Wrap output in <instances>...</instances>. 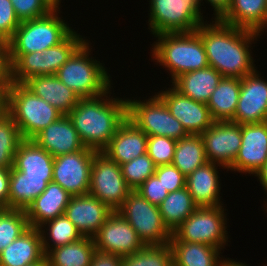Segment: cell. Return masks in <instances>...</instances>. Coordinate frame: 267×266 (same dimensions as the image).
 <instances>
[{
  "label": "cell",
  "mask_w": 267,
  "mask_h": 266,
  "mask_svg": "<svg viewBox=\"0 0 267 266\" xmlns=\"http://www.w3.org/2000/svg\"><path fill=\"white\" fill-rule=\"evenodd\" d=\"M195 31L203 41L209 66L223 77L243 78L256 69L252 57V43L260 33L211 19ZM252 42V43H251Z\"/></svg>",
  "instance_id": "6da1fadb"
},
{
  "label": "cell",
  "mask_w": 267,
  "mask_h": 266,
  "mask_svg": "<svg viewBox=\"0 0 267 266\" xmlns=\"http://www.w3.org/2000/svg\"><path fill=\"white\" fill-rule=\"evenodd\" d=\"M110 91L111 88L100 96L80 98L67 114L85 147L98 152L108 145L127 118V99L113 98Z\"/></svg>",
  "instance_id": "7a4b0ae2"
},
{
  "label": "cell",
  "mask_w": 267,
  "mask_h": 266,
  "mask_svg": "<svg viewBox=\"0 0 267 266\" xmlns=\"http://www.w3.org/2000/svg\"><path fill=\"white\" fill-rule=\"evenodd\" d=\"M151 57L170 72L171 83L180 75L209 66L205 47L196 31L155 35Z\"/></svg>",
  "instance_id": "3957f363"
},
{
  "label": "cell",
  "mask_w": 267,
  "mask_h": 266,
  "mask_svg": "<svg viewBox=\"0 0 267 266\" xmlns=\"http://www.w3.org/2000/svg\"><path fill=\"white\" fill-rule=\"evenodd\" d=\"M89 43L86 40L55 74L79 98L100 96L113 88L110 79L112 77L104 63L89 57L92 51Z\"/></svg>",
  "instance_id": "277c9868"
},
{
  "label": "cell",
  "mask_w": 267,
  "mask_h": 266,
  "mask_svg": "<svg viewBox=\"0 0 267 266\" xmlns=\"http://www.w3.org/2000/svg\"><path fill=\"white\" fill-rule=\"evenodd\" d=\"M86 40L73 30L58 45L49 47L43 52L8 54L10 82L24 83L33 76L55 75Z\"/></svg>",
  "instance_id": "5b68a950"
},
{
  "label": "cell",
  "mask_w": 267,
  "mask_h": 266,
  "mask_svg": "<svg viewBox=\"0 0 267 266\" xmlns=\"http://www.w3.org/2000/svg\"><path fill=\"white\" fill-rule=\"evenodd\" d=\"M7 112L18 126L23 139H33L63 115L23 83L15 82L9 85Z\"/></svg>",
  "instance_id": "8992f818"
},
{
  "label": "cell",
  "mask_w": 267,
  "mask_h": 266,
  "mask_svg": "<svg viewBox=\"0 0 267 266\" xmlns=\"http://www.w3.org/2000/svg\"><path fill=\"white\" fill-rule=\"evenodd\" d=\"M60 8L57 6L41 18L21 22L6 43L8 54L43 52L62 42L74 29L58 16Z\"/></svg>",
  "instance_id": "52a82bcc"
},
{
  "label": "cell",
  "mask_w": 267,
  "mask_h": 266,
  "mask_svg": "<svg viewBox=\"0 0 267 266\" xmlns=\"http://www.w3.org/2000/svg\"><path fill=\"white\" fill-rule=\"evenodd\" d=\"M223 206L197 207L173 232L170 241L196 242L224 250L228 245L227 215Z\"/></svg>",
  "instance_id": "ba28073f"
},
{
  "label": "cell",
  "mask_w": 267,
  "mask_h": 266,
  "mask_svg": "<svg viewBox=\"0 0 267 266\" xmlns=\"http://www.w3.org/2000/svg\"><path fill=\"white\" fill-rule=\"evenodd\" d=\"M148 29L161 33L193 32L204 21L201 0H149Z\"/></svg>",
  "instance_id": "9c48e42d"
},
{
  "label": "cell",
  "mask_w": 267,
  "mask_h": 266,
  "mask_svg": "<svg viewBox=\"0 0 267 266\" xmlns=\"http://www.w3.org/2000/svg\"><path fill=\"white\" fill-rule=\"evenodd\" d=\"M127 118L147 136H165L178 141L189 135L157 94L142 101L127 98Z\"/></svg>",
  "instance_id": "30bf717a"
},
{
  "label": "cell",
  "mask_w": 267,
  "mask_h": 266,
  "mask_svg": "<svg viewBox=\"0 0 267 266\" xmlns=\"http://www.w3.org/2000/svg\"><path fill=\"white\" fill-rule=\"evenodd\" d=\"M116 211L134 228L145 245L169 243L172 232L164 224L158 206L137 191H131Z\"/></svg>",
  "instance_id": "8fae6325"
},
{
  "label": "cell",
  "mask_w": 267,
  "mask_h": 266,
  "mask_svg": "<svg viewBox=\"0 0 267 266\" xmlns=\"http://www.w3.org/2000/svg\"><path fill=\"white\" fill-rule=\"evenodd\" d=\"M131 191L120 165L97 152L91 166L89 194L116 211Z\"/></svg>",
  "instance_id": "7c38bea8"
},
{
  "label": "cell",
  "mask_w": 267,
  "mask_h": 266,
  "mask_svg": "<svg viewBox=\"0 0 267 266\" xmlns=\"http://www.w3.org/2000/svg\"><path fill=\"white\" fill-rule=\"evenodd\" d=\"M97 152L85 147L75 153L54 157L52 181L72 196L88 194L92 161Z\"/></svg>",
  "instance_id": "4fadbf2b"
},
{
  "label": "cell",
  "mask_w": 267,
  "mask_h": 266,
  "mask_svg": "<svg viewBox=\"0 0 267 266\" xmlns=\"http://www.w3.org/2000/svg\"><path fill=\"white\" fill-rule=\"evenodd\" d=\"M92 238L96 250L120 256L133 254L145 246L134 228L117 211L109 215Z\"/></svg>",
  "instance_id": "5bb4252c"
},
{
  "label": "cell",
  "mask_w": 267,
  "mask_h": 266,
  "mask_svg": "<svg viewBox=\"0 0 267 266\" xmlns=\"http://www.w3.org/2000/svg\"><path fill=\"white\" fill-rule=\"evenodd\" d=\"M208 162L229 168L241 147V124L232 121H215L200 134Z\"/></svg>",
  "instance_id": "9a60e30c"
},
{
  "label": "cell",
  "mask_w": 267,
  "mask_h": 266,
  "mask_svg": "<svg viewBox=\"0 0 267 266\" xmlns=\"http://www.w3.org/2000/svg\"><path fill=\"white\" fill-rule=\"evenodd\" d=\"M157 95L188 134L200 135L215 122L205 103L182 95L172 85L171 88L159 91Z\"/></svg>",
  "instance_id": "2e32d148"
},
{
  "label": "cell",
  "mask_w": 267,
  "mask_h": 266,
  "mask_svg": "<svg viewBox=\"0 0 267 266\" xmlns=\"http://www.w3.org/2000/svg\"><path fill=\"white\" fill-rule=\"evenodd\" d=\"M241 147L227 169L255 175L267 161V121L241 125Z\"/></svg>",
  "instance_id": "e0dca14e"
},
{
  "label": "cell",
  "mask_w": 267,
  "mask_h": 266,
  "mask_svg": "<svg viewBox=\"0 0 267 266\" xmlns=\"http://www.w3.org/2000/svg\"><path fill=\"white\" fill-rule=\"evenodd\" d=\"M256 69L241 78V89L234 118L237 124L261 123L267 121V81Z\"/></svg>",
  "instance_id": "ac0fdd59"
},
{
  "label": "cell",
  "mask_w": 267,
  "mask_h": 266,
  "mask_svg": "<svg viewBox=\"0 0 267 266\" xmlns=\"http://www.w3.org/2000/svg\"><path fill=\"white\" fill-rule=\"evenodd\" d=\"M113 210L91 194L71 196L65 216L83 237H93Z\"/></svg>",
  "instance_id": "d6986e66"
},
{
  "label": "cell",
  "mask_w": 267,
  "mask_h": 266,
  "mask_svg": "<svg viewBox=\"0 0 267 266\" xmlns=\"http://www.w3.org/2000/svg\"><path fill=\"white\" fill-rule=\"evenodd\" d=\"M33 140L53 157L78 152L85 148L67 115H62L40 131Z\"/></svg>",
  "instance_id": "ffe728a7"
},
{
  "label": "cell",
  "mask_w": 267,
  "mask_h": 266,
  "mask_svg": "<svg viewBox=\"0 0 267 266\" xmlns=\"http://www.w3.org/2000/svg\"><path fill=\"white\" fill-rule=\"evenodd\" d=\"M147 138L145 132L126 118L101 152L121 165L147 153Z\"/></svg>",
  "instance_id": "44dd1931"
},
{
  "label": "cell",
  "mask_w": 267,
  "mask_h": 266,
  "mask_svg": "<svg viewBox=\"0 0 267 266\" xmlns=\"http://www.w3.org/2000/svg\"><path fill=\"white\" fill-rule=\"evenodd\" d=\"M227 169L217 163L207 162L186 176V188L198 207L224 206L221 203V184L217 167Z\"/></svg>",
  "instance_id": "7402d4cb"
},
{
  "label": "cell",
  "mask_w": 267,
  "mask_h": 266,
  "mask_svg": "<svg viewBox=\"0 0 267 266\" xmlns=\"http://www.w3.org/2000/svg\"><path fill=\"white\" fill-rule=\"evenodd\" d=\"M71 196L59 184L49 182L46 189L25 210L29 226L38 229L63 215Z\"/></svg>",
  "instance_id": "603a6c76"
},
{
  "label": "cell",
  "mask_w": 267,
  "mask_h": 266,
  "mask_svg": "<svg viewBox=\"0 0 267 266\" xmlns=\"http://www.w3.org/2000/svg\"><path fill=\"white\" fill-rule=\"evenodd\" d=\"M54 157L33 139H24L15 153L13 167L34 180H52Z\"/></svg>",
  "instance_id": "cb8c5ba5"
},
{
  "label": "cell",
  "mask_w": 267,
  "mask_h": 266,
  "mask_svg": "<svg viewBox=\"0 0 267 266\" xmlns=\"http://www.w3.org/2000/svg\"><path fill=\"white\" fill-rule=\"evenodd\" d=\"M35 95L67 115L78 103L79 96L56 75H38L23 83Z\"/></svg>",
  "instance_id": "d4e9b609"
},
{
  "label": "cell",
  "mask_w": 267,
  "mask_h": 266,
  "mask_svg": "<svg viewBox=\"0 0 267 266\" xmlns=\"http://www.w3.org/2000/svg\"><path fill=\"white\" fill-rule=\"evenodd\" d=\"M44 256L39 229L29 227L0 252V266H27Z\"/></svg>",
  "instance_id": "484cf974"
},
{
  "label": "cell",
  "mask_w": 267,
  "mask_h": 266,
  "mask_svg": "<svg viewBox=\"0 0 267 266\" xmlns=\"http://www.w3.org/2000/svg\"><path fill=\"white\" fill-rule=\"evenodd\" d=\"M266 15L267 0H232L230 7L219 20L263 35L266 29Z\"/></svg>",
  "instance_id": "4316f807"
},
{
  "label": "cell",
  "mask_w": 267,
  "mask_h": 266,
  "mask_svg": "<svg viewBox=\"0 0 267 266\" xmlns=\"http://www.w3.org/2000/svg\"><path fill=\"white\" fill-rule=\"evenodd\" d=\"M222 78L223 76L216 69L207 66L180 75L171 85L182 95L207 104Z\"/></svg>",
  "instance_id": "83f0119b"
},
{
  "label": "cell",
  "mask_w": 267,
  "mask_h": 266,
  "mask_svg": "<svg viewBox=\"0 0 267 266\" xmlns=\"http://www.w3.org/2000/svg\"><path fill=\"white\" fill-rule=\"evenodd\" d=\"M169 245L173 266H221L225 258L220 257L221 249L203 243L169 241Z\"/></svg>",
  "instance_id": "f1b7e54d"
},
{
  "label": "cell",
  "mask_w": 267,
  "mask_h": 266,
  "mask_svg": "<svg viewBox=\"0 0 267 266\" xmlns=\"http://www.w3.org/2000/svg\"><path fill=\"white\" fill-rule=\"evenodd\" d=\"M241 79L223 77L212 92L207 107L214 121H231L239 100Z\"/></svg>",
  "instance_id": "f546056e"
},
{
  "label": "cell",
  "mask_w": 267,
  "mask_h": 266,
  "mask_svg": "<svg viewBox=\"0 0 267 266\" xmlns=\"http://www.w3.org/2000/svg\"><path fill=\"white\" fill-rule=\"evenodd\" d=\"M52 180L25 178V174L10 168L8 209L26 210Z\"/></svg>",
  "instance_id": "4dcf8cb0"
},
{
  "label": "cell",
  "mask_w": 267,
  "mask_h": 266,
  "mask_svg": "<svg viewBox=\"0 0 267 266\" xmlns=\"http://www.w3.org/2000/svg\"><path fill=\"white\" fill-rule=\"evenodd\" d=\"M95 251L93 238L82 237L76 242L50 250L45 256L48 266H90Z\"/></svg>",
  "instance_id": "1f68e13d"
},
{
  "label": "cell",
  "mask_w": 267,
  "mask_h": 266,
  "mask_svg": "<svg viewBox=\"0 0 267 266\" xmlns=\"http://www.w3.org/2000/svg\"><path fill=\"white\" fill-rule=\"evenodd\" d=\"M198 206L186 187L169 192L158 206L164 224L173 232Z\"/></svg>",
  "instance_id": "d6a6232c"
},
{
  "label": "cell",
  "mask_w": 267,
  "mask_h": 266,
  "mask_svg": "<svg viewBox=\"0 0 267 266\" xmlns=\"http://www.w3.org/2000/svg\"><path fill=\"white\" fill-rule=\"evenodd\" d=\"M207 162L203 140L200 135L189 134L177 141L172 164L185 176Z\"/></svg>",
  "instance_id": "836d02e7"
},
{
  "label": "cell",
  "mask_w": 267,
  "mask_h": 266,
  "mask_svg": "<svg viewBox=\"0 0 267 266\" xmlns=\"http://www.w3.org/2000/svg\"><path fill=\"white\" fill-rule=\"evenodd\" d=\"M38 229L41 234L42 248L45 255L54 248L76 242L83 237L65 214L46 222Z\"/></svg>",
  "instance_id": "e575fe53"
},
{
  "label": "cell",
  "mask_w": 267,
  "mask_h": 266,
  "mask_svg": "<svg viewBox=\"0 0 267 266\" xmlns=\"http://www.w3.org/2000/svg\"><path fill=\"white\" fill-rule=\"evenodd\" d=\"M23 137L11 115L6 112L0 116V168L13 167L15 153Z\"/></svg>",
  "instance_id": "d590c367"
},
{
  "label": "cell",
  "mask_w": 267,
  "mask_h": 266,
  "mask_svg": "<svg viewBox=\"0 0 267 266\" xmlns=\"http://www.w3.org/2000/svg\"><path fill=\"white\" fill-rule=\"evenodd\" d=\"M122 266H173V253L169 243L145 245L133 254L122 256Z\"/></svg>",
  "instance_id": "8d00e7d4"
},
{
  "label": "cell",
  "mask_w": 267,
  "mask_h": 266,
  "mask_svg": "<svg viewBox=\"0 0 267 266\" xmlns=\"http://www.w3.org/2000/svg\"><path fill=\"white\" fill-rule=\"evenodd\" d=\"M29 227L25 210L3 208L0 211V252Z\"/></svg>",
  "instance_id": "74e56055"
},
{
  "label": "cell",
  "mask_w": 267,
  "mask_h": 266,
  "mask_svg": "<svg viewBox=\"0 0 267 266\" xmlns=\"http://www.w3.org/2000/svg\"><path fill=\"white\" fill-rule=\"evenodd\" d=\"M128 187L135 191L149 177L154 175L156 165L147 153L120 165Z\"/></svg>",
  "instance_id": "f35d334b"
},
{
  "label": "cell",
  "mask_w": 267,
  "mask_h": 266,
  "mask_svg": "<svg viewBox=\"0 0 267 266\" xmlns=\"http://www.w3.org/2000/svg\"><path fill=\"white\" fill-rule=\"evenodd\" d=\"M20 22L41 18L58 5L53 0H10Z\"/></svg>",
  "instance_id": "ab89813d"
},
{
  "label": "cell",
  "mask_w": 267,
  "mask_h": 266,
  "mask_svg": "<svg viewBox=\"0 0 267 266\" xmlns=\"http://www.w3.org/2000/svg\"><path fill=\"white\" fill-rule=\"evenodd\" d=\"M177 141L165 136H148L147 154L156 166L172 164Z\"/></svg>",
  "instance_id": "60d3db41"
},
{
  "label": "cell",
  "mask_w": 267,
  "mask_h": 266,
  "mask_svg": "<svg viewBox=\"0 0 267 266\" xmlns=\"http://www.w3.org/2000/svg\"><path fill=\"white\" fill-rule=\"evenodd\" d=\"M10 0H0V42L7 43L20 25Z\"/></svg>",
  "instance_id": "b9f144b4"
},
{
  "label": "cell",
  "mask_w": 267,
  "mask_h": 266,
  "mask_svg": "<svg viewBox=\"0 0 267 266\" xmlns=\"http://www.w3.org/2000/svg\"><path fill=\"white\" fill-rule=\"evenodd\" d=\"M168 192L186 187V176L173 164L156 166L155 173Z\"/></svg>",
  "instance_id": "7bdbcfd3"
},
{
  "label": "cell",
  "mask_w": 267,
  "mask_h": 266,
  "mask_svg": "<svg viewBox=\"0 0 267 266\" xmlns=\"http://www.w3.org/2000/svg\"><path fill=\"white\" fill-rule=\"evenodd\" d=\"M135 191L156 206H159L169 193L155 174Z\"/></svg>",
  "instance_id": "ee69618b"
},
{
  "label": "cell",
  "mask_w": 267,
  "mask_h": 266,
  "mask_svg": "<svg viewBox=\"0 0 267 266\" xmlns=\"http://www.w3.org/2000/svg\"><path fill=\"white\" fill-rule=\"evenodd\" d=\"M90 266H122V256L96 250Z\"/></svg>",
  "instance_id": "f6af8a7d"
},
{
  "label": "cell",
  "mask_w": 267,
  "mask_h": 266,
  "mask_svg": "<svg viewBox=\"0 0 267 266\" xmlns=\"http://www.w3.org/2000/svg\"><path fill=\"white\" fill-rule=\"evenodd\" d=\"M0 84H10V64L7 44L0 42Z\"/></svg>",
  "instance_id": "bcb514c9"
},
{
  "label": "cell",
  "mask_w": 267,
  "mask_h": 266,
  "mask_svg": "<svg viewBox=\"0 0 267 266\" xmlns=\"http://www.w3.org/2000/svg\"><path fill=\"white\" fill-rule=\"evenodd\" d=\"M10 168H0V205L8 209Z\"/></svg>",
  "instance_id": "7dc6e473"
},
{
  "label": "cell",
  "mask_w": 267,
  "mask_h": 266,
  "mask_svg": "<svg viewBox=\"0 0 267 266\" xmlns=\"http://www.w3.org/2000/svg\"><path fill=\"white\" fill-rule=\"evenodd\" d=\"M203 0H201L202 2ZM208 3H210L213 11L215 13L213 19H220L227 11V9L230 7L232 0H206Z\"/></svg>",
  "instance_id": "c3c4849f"
},
{
  "label": "cell",
  "mask_w": 267,
  "mask_h": 266,
  "mask_svg": "<svg viewBox=\"0 0 267 266\" xmlns=\"http://www.w3.org/2000/svg\"><path fill=\"white\" fill-rule=\"evenodd\" d=\"M9 85L0 84V116L7 112Z\"/></svg>",
  "instance_id": "681fc988"
},
{
  "label": "cell",
  "mask_w": 267,
  "mask_h": 266,
  "mask_svg": "<svg viewBox=\"0 0 267 266\" xmlns=\"http://www.w3.org/2000/svg\"><path fill=\"white\" fill-rule=\"evenodd\" d=\"M254 176L258 177V180L261 183V185H262V187H263V189L267 195V161ZM266 203H265V208H266L265 211L267 213V204Z\"/></svg>",
  "instance_id": "f907efd6"
},
{
  "label": "cell",
  "mask_w": 267,
  "mask_h": 266,
  "mask_svg": "<svg viewBox=\"0 0 267 266\" xmlns=\"http://www.w3.org/2000/svg\"><path fill=\"white\" fill-rule=\"evenodd\" d=\"M221 266H249L248 264H246L245 265V262L243 263V262H240V261H236V260H234V259H229V258H225L223 261H222V263H221ZM264 266H265V264H264ZM266 266H267V264H266Z\"/></svg>",
  "instance_id": "816d5d0a"
},
{
  "label": "cell",
  "mask_w": 267,
  "mask_h": 266,
  "mask_svg": "<svg viewBox=\"0 0 267 266\" xmlns=\"http://www.w3.org/2000/svg\"><path fill=\"white\" fill-rule=\"evenodd\" d=\"M27 266H48L46 256H44L40 261L27 265Z\"/></svg>",
  "instance_id": "f5cc1de1"
},
{
  "label": "cell",
  "mask_w": 267,
  "mask_h": 266,
  "mask_svg": "<svg viewBox=\"0 0 267 266\" xmlns=\"http://www.w3.org/2000/svg\"><path fill=\"white\" fill-rule=\"evenodd\" d=\"M53 1L59 6L62 0H53Z\"/></svg>",
  "instance_id": "db71d44e"
}]
</instances>
